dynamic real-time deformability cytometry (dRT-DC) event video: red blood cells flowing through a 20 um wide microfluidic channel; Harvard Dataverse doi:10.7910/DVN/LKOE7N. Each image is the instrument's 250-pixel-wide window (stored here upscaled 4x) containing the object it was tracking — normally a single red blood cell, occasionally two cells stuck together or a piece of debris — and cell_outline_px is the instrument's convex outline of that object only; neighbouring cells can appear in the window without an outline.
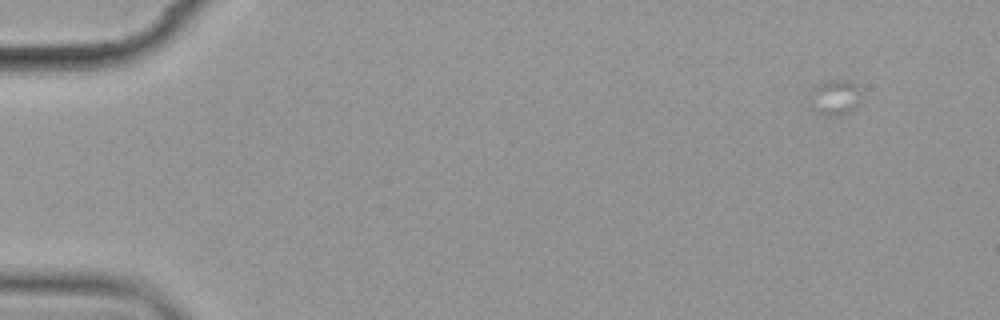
{"species": "common noctule bat (a hibernating species)", "species_latin": "Nyctalus noctula", "temperature_condition": "cold", "stored_images_in_passage": 5, "camera_frame_rate_fps": 3000, "um_per_image_px": 0.085, "animal": {"sex": "female", "body_mass_g": 19.9}, "frame": {"image": 1, "passage_image": 1, "time_ms": 0.0, "image_size_px": [1000, 320], "cell_outline_px": [[856, 108], [840, 116], [824, 116], [816, 112], [812, 108], [812, 92], [816, 84], [828, 80], [848, 80], [856, 84]], "centroid_in_image_um": [70.91, 8.3], "position_along_channel_um": 14.1, "area_um2": 10.17}}